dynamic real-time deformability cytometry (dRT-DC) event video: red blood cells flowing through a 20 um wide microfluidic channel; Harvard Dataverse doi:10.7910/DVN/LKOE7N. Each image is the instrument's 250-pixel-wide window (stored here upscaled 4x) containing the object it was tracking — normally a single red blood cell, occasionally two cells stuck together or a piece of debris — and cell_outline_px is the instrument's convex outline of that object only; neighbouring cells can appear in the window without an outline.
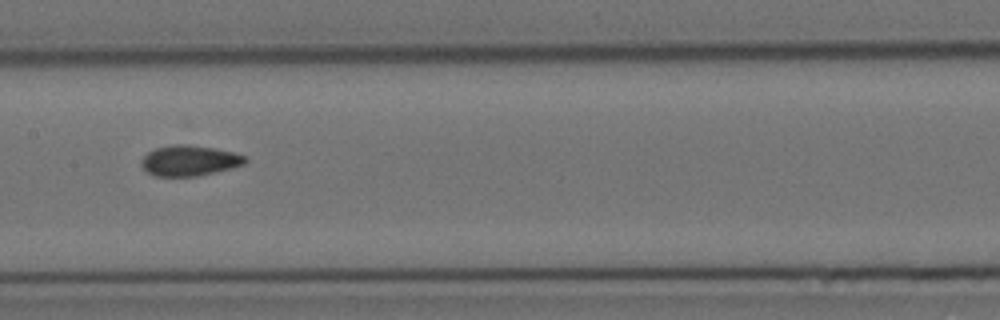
{"species": "Egyptian fruit bat (a non-hibernating species)", "species_latin": "Rousettus aegyptiacus", "temperature_condition": "cold", "stored_images_in_passage": 15, "segment_of_instrument_passage": [2, 2], "camera_frame_rate_fps": 3000, "um_per_image_px": 0.085, "animal": {"sex": "female"}, "frame": {"image": 1, "passage_image": 7, "time_ms": 8.0, "image_size_px": [1000, 320], "cell_outline_px": [[248, 160], [244, 164], [232, 168], [196, 176], [156, 176], [148, 172], [140, 164], [140, 160], [148, 152], [156, 148], [172, 144], [188, 144], [216, 148], [236, 152], [248, 156]], "centroid_in_image_um": [16.14, 13.63], "position_along_channel_um": 191.3, "area_um2": 18.67}}
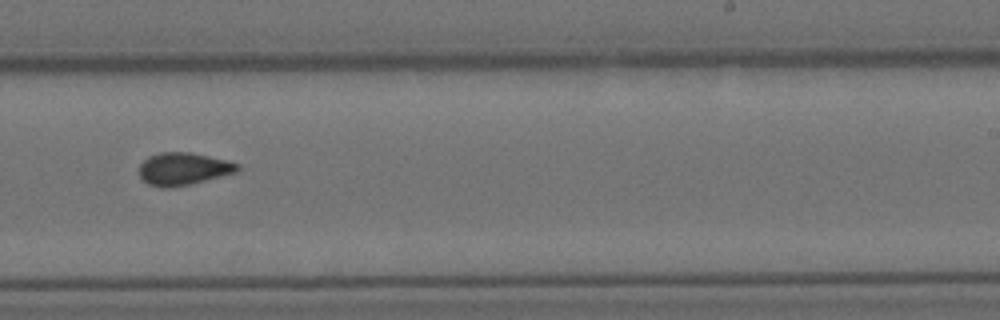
{"frame": {"image": 2, "passage_image": 9, "time_ms": 10.333, "image_size_px": [1000, 320], "cell_outline_px": [[240, 168], [236, 172], [172, 188], [160, 188], [148, 184], [140, 176], [140, 164], [148, 156], [160, 152], [192, 152], [240, 164]], "centroid_in_image_um": [15.55, 14.35], "position_along_channel_um": 273.5, "area_um2": 18.44}}
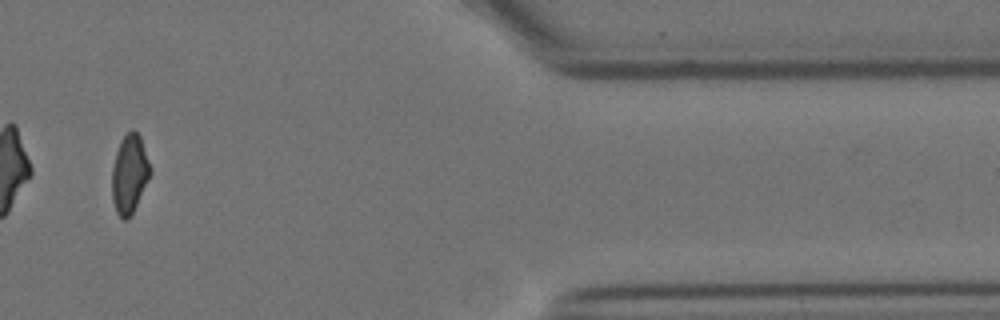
{"frame": {"image": 3, "passage_image": 13, "time_ms": 15.0, "image_size_px": [1000, 320], "cell_outline_px": [[152, 172], [128, 220], [124, 220], [116, 212], [112, 200], [112, 168], [116, 152], [120, 140], [132, 128], [140, 136], [152, 168]], "centroid_in_image_um": [11.01, 14.77], "position_along_channel_um": 400.4, "area_um2": 17.51}}